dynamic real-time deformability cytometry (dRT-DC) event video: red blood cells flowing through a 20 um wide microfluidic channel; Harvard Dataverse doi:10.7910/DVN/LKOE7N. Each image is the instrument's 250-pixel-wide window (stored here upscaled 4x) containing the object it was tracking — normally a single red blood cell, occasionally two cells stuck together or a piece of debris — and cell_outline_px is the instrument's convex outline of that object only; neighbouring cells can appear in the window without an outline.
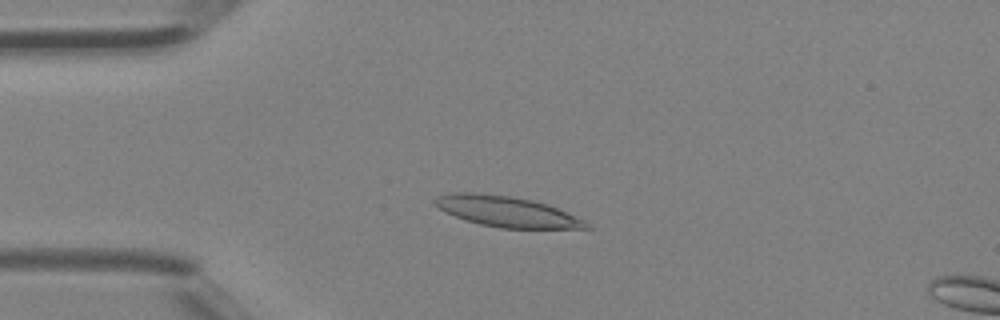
{"species": "Egyptian fruit bat (a non-hibernating species)", "species_latin": "Rousettus aegyptiacus", "temperature_condition": "room temperature", "stored_images_in_passage": 5, "camera_frame_rate_fps": 3000, "um_per_image_px": 0.085, "animal": {"sex": "female"}, "frame": {"image": 1, "passage_image": 4, "time_ms": 1.0, "image_size_px": [1000, 320], "cell_outline_px": [[592, 228], [500, 228], [480, 224], [456, 216], [440, 208], [432, 200], [436, 196], [452, 192], [472, 192], [512, 196], [532, 200], [548, 204], [588, 220]], "centroid_in_image_um": [43.14, 17.97], "position_along_channel_um": 41.9, "area_um2": 26.99}}